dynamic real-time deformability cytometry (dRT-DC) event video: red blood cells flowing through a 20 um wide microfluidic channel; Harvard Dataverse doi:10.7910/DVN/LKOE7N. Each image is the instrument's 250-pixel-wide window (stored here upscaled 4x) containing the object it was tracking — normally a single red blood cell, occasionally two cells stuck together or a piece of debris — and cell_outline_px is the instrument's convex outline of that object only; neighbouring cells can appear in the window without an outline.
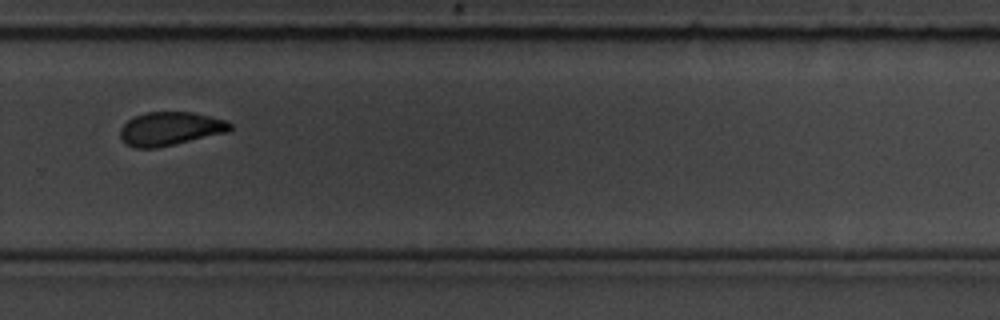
{"species": "common noctule bat (a hibernating species)", "species_latin": "Nyctalus noctula", "temperature_condition": "room temperature", "stored_images_in_passage": 17, "camera_frame_rate_fps": 3000, "um_per_image_px": 0.085, "animal": {"sex": "male", "body_mass_g": 19.5, "forearm_length_mm": 54.6}, "frame": {"image": 1, "passage_image": 12, "time_ms": 13.667, "image_size_px": [1000, 320], "cell_outline_px": [[232, 128], [228, 132], [156, 148], [136, 148], [124, 144], [120, 136], [120, 128], [128, 120], [136, 116], [148, 112], [192, 112], [228, 120], [232, 124]], "centroid_in_image_um": [14.47, 10.94], "position_along_channel_um": 315.3, "area_um2": 21.5}}
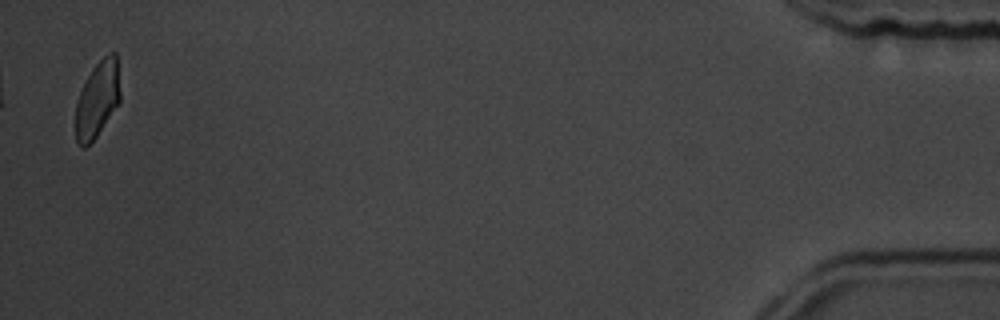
{"frame": {"image": 2, "passage_image": 17, "time_ms": 19.333, "image_size_px": [1000, 320], "cell_outline_px": [[120, 100], [96, 136], [84, 148], [76, 140], [76, 100], [92, 68], [108, 52], [116, 52], [120, 92]], "centroid_in_image_um": [8.28, 8.4], "position_along_channel_um": 426.9, "area_um2": 19.36}, "authors_computed_cell_mechanics": {"area_um2": 21.4438, "velocity_mm_per_s": 3.5572, "shape_relaxation_time_tau1_ms": 2.5619, "shape_relaxation_time_tau2_ms": 2.6089, "deformation_change_tau1": 0.1839, "deformation_change_tau2": 0.0682}}